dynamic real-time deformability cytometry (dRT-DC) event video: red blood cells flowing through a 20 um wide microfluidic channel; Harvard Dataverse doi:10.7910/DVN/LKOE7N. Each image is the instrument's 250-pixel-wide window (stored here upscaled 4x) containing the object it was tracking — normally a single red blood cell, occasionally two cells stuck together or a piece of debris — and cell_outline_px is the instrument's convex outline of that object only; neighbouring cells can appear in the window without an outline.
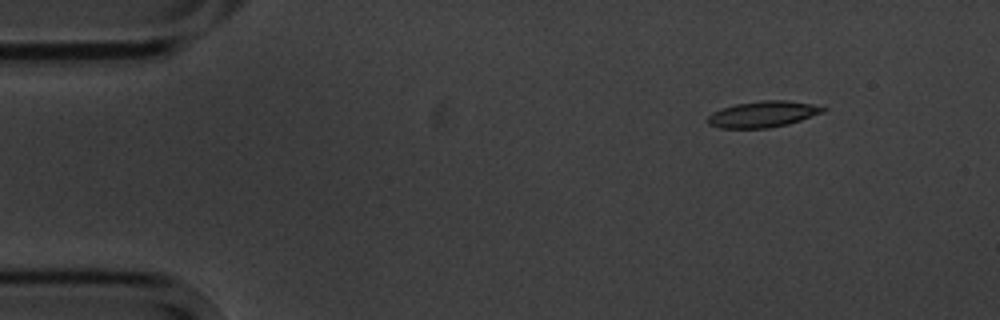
{"species": "common noctule bat (a hibernating species)", "species_latin": "Nyctalus noctula", "temperature_condition": "cold", "stored_images_in_passage": 4, "camera_frame_rate_fps": 3000, "um_per_image_px": 0.085, "animal": {"sex": "male", "body_mass_g": 20.1, "forearm_length_mm": 53.5}, "frame": {"image": 1, "passage_image": 1, "time_ms": 0.0, "image_size_px": [1000, 320], "cell_outline_px": [[828, 108], [824, 112], [788, 124], [768, 128], [720, 128], [708, 124], [704, 120], [712, 112], [736, 104], [764, 100], [788, 100], [812, 104]], "centroid_in_image_um": [64.83, 9.71], "position_along_channel_um": 20.2, "area_um2": 17.57}}